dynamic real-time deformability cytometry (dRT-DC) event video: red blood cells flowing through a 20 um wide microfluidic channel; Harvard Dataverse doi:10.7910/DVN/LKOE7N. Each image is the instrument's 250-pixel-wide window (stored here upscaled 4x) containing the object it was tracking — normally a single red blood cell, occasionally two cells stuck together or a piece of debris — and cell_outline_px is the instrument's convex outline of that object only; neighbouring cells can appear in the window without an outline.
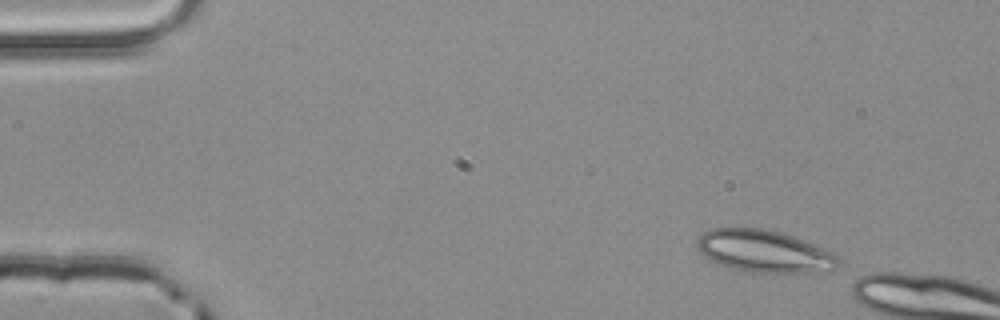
{"species": "common noctule bat (a hibernating species)", "species_latin": "Nyctalus noctula", "temperature_condition": "room temperature", "stored_images_in_passage": 4, "camera_frame_rate_fps": 3000, "um_per_image_px": 0.085, "animal": {"sex": "male", "body_mass_g": 20.4}, "frame": {"image": 1, "passage_image": 1, "time_ms": 0.0, "image_size_px": [1000, 320], "cell_outline_px": [[840, 264], [836, 268], [812, 272], [748, 272], [732, 268], [720, 264], [704, 256], [700, 252], [696, 244], [696, 240], [704, 232], [712, 228], [764, 228], [784, 232], [836, 252], [840, 256]], "centroid_in_image_um": [65.01, 21.34], "position_along_channel_um": 20.0, "area_um2": 35.03}}